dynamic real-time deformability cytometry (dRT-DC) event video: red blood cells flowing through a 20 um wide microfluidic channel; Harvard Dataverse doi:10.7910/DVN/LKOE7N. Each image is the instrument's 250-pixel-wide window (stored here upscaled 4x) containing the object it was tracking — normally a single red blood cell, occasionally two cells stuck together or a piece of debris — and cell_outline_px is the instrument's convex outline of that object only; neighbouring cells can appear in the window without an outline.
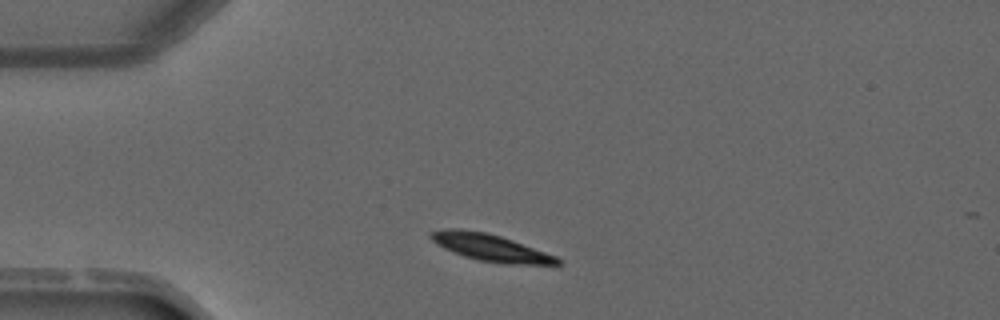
{"species": "common noctule bat (a hibernating species)", "species_latin": "Nyctalus noctula", "temperature_condition": "warm", "stored_images_in_passage": 1, "camera_frame_rate_fps": 3000, "um_per_image_px": 0.085, "animal": {"sex": "male", "forearm_length_mm": 52.5}, "frame": {"image": 1, "passage_image": 1, "time_ms": 0.0, "image_size_px": [1000, 320], "cell_outline_px": [[564, 264], [504, 264], [480, 260], [464, 256], [452, 252], [436, 244], [428, 236], [428, 232], [448, 228], [460, 228], [484, 232], [500, 236], [512, 240], [556, 256], [564, 260]], "centroid_in_image_um": [41.68, 21.04], "position_along_channel_um": 43.3, "area_um2": 19.94}}